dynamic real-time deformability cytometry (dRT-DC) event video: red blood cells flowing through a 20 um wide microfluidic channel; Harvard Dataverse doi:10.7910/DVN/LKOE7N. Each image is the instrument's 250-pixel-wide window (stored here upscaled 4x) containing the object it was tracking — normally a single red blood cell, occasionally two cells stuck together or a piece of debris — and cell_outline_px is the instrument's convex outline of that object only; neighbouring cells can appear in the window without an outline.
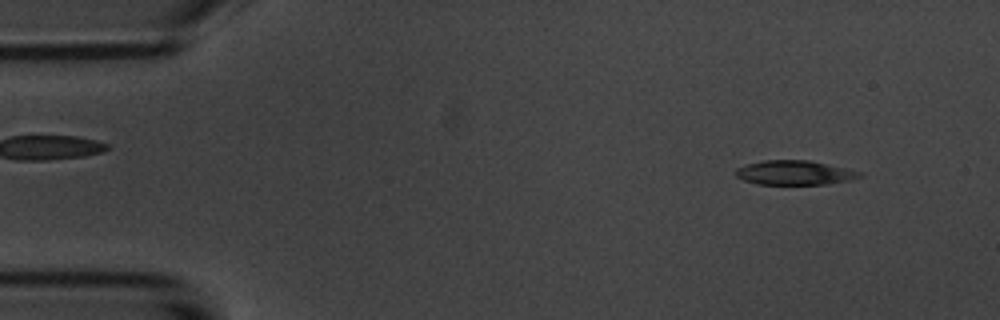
{"species": "common noctule bat (a hibernating species)", "species_latin": "Nyctalus noctula", "temperature_condition": "room temperature", "stored_images_in_passage": 5, "camera_frame_rate_fps": 3000, "um_per_image_px": 0.085, "animal": {"sex": "male", "body_mass_g": 20.1, "forearm_length_mm": 53.5}, "frame": {"image": 1, "passage_image": 1, "time_ms": 0.0, "image_size_px": [1000, 320], "cell_outline_px": [[864, 176], [852, 180], [828, 184], [756, 184], [744, 180], [736, 176], [736, 168], [744, 164], [764, 160], [808, 160], [844, 168], [860, 172]], "centroid_in_image_um": [67.52, 14.68], "position_along_channel_um": 17.5, "area_um2": 17.57}}